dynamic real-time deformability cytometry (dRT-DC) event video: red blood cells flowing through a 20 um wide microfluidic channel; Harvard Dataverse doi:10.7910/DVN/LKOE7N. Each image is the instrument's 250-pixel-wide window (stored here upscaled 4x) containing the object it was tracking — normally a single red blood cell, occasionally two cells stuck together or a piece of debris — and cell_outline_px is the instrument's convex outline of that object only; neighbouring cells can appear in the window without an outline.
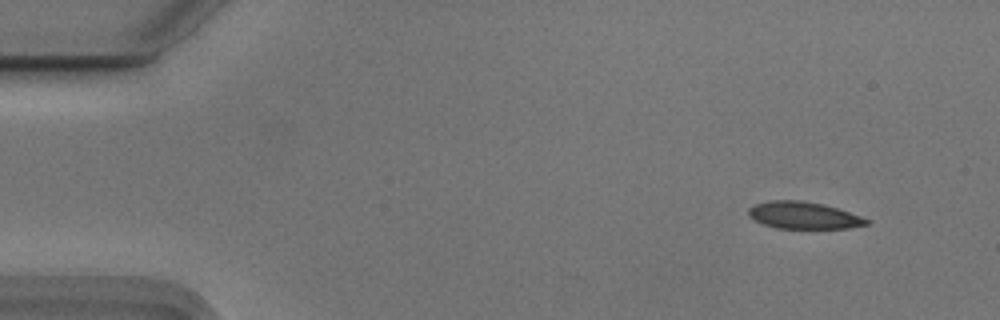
{"species": "Egyptian fruit bat (a non-hibernating species)", "species_latin": "Rousettus aegyptiacus", "temperature_condition": "cold", "stored_images_in_passage": 51, "camera_frame_rate_fps": 3000, "um_per_image_px": 0.085, "animal": {"sex": "male"}, "frame": {"image": 1, "passage_image": 1, "time_ms": 0.0, "image_size_px": [1000, 320], "cell_outline_px": [[872, 220], [868, 224], [848, 228], [776, 228], [764, 224], [756, 220], [748, 212], [748, 208], [756, 204], [772, 200], [804, 200], [824, 204]], "centroid_in_image_um": [68.34, 18.3], "position_along_channel_um": 16.7, "area_um2": 18.38}}
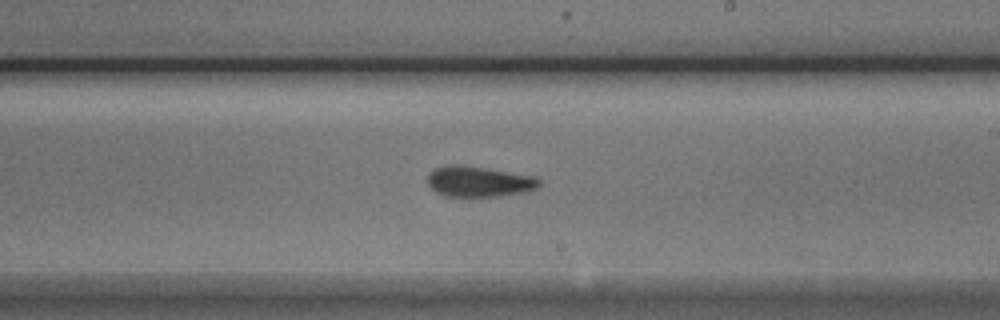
{"frame": {"image": 2, "passage_image": 28, "time_ms": 9.0, "image_size_px": [1000, 320], "cell_outline_px": [[540, 184], [536, 188], [524, 192], [500, 196], [444, 196], [436, 192], [428, 184], [428, 172], [444, 164], [464, 164], [532, 176], [540, 180]], "centroid_in_image_um": [40.65, 15.41], "position_along_channel_um": 248.3, "area_um2": 19.94}}
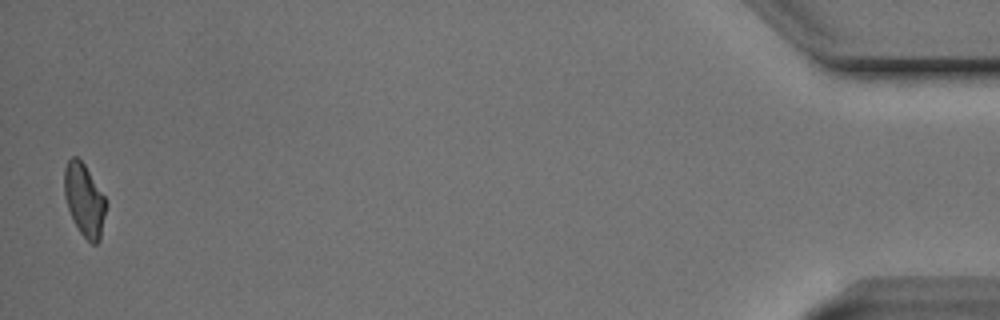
{"frame": {"image": 3, "passage_image": 50, "time_ms": 16.333, "image_size_px": [1000, 320], "cell_outline_px": [[104, 216], [100, 240], [96, 244], [92, 244], [80, 232], [72, 220], [64, 196], [64, 168], [68, 160], [72, 156], [76, 156], [84, 164], [104, 196]], "centroid_in_image_um": [7.12, 16.99], "position_along_channel_um": 428.1, "area_um2": 17.28}, "authors_computed_cell_mechanics": {"area_um2": 19.363, "velocity_mm_per_s": 3.7332, "shape_relaxation_time_tau1_ms": null, "shape_relaxation_time_tau2_ms": 3.6388, "deformation_change_tau1": null, "deformation_change_tau2": 0.0873}}